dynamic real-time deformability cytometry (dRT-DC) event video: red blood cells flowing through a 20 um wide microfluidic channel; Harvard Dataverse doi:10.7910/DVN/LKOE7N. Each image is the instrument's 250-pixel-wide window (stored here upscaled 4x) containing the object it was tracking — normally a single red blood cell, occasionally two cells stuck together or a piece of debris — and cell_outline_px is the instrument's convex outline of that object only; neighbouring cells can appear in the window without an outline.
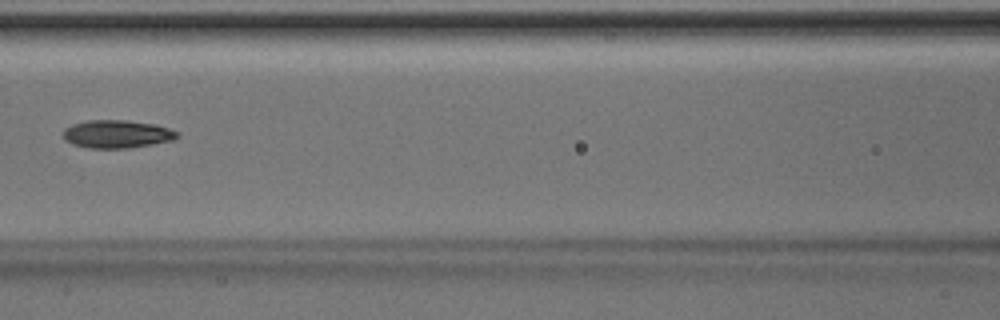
{"species": "Egyptian fruit bat (a non-hibernating species)", "species_latin": "Rousettus aegyptiacus", "temperature_condition": "room temperature", "stored_images_in_passage": 3, "camera_frame_rate_fps": 3000, "um_per_image_px": 0.085, "animal": {"sex": "male"}, "frame": {"image": 1, "passage_image": 3, "time_ms": 0.667, "image_size_px": [1000, 320], "cell_outline_px": [[180, 136], [172, 140], [152, 144], [128, 148], [88, 148], [72, 144], [64, 140], [64, 128], [72, 124], [88, 120], [124, 120], [156, 124], [180, 132]], "centroid_in_image_um": [9.94, 11.39], "position_along_channel_um": 156.7, "area_um2": 18.67}}